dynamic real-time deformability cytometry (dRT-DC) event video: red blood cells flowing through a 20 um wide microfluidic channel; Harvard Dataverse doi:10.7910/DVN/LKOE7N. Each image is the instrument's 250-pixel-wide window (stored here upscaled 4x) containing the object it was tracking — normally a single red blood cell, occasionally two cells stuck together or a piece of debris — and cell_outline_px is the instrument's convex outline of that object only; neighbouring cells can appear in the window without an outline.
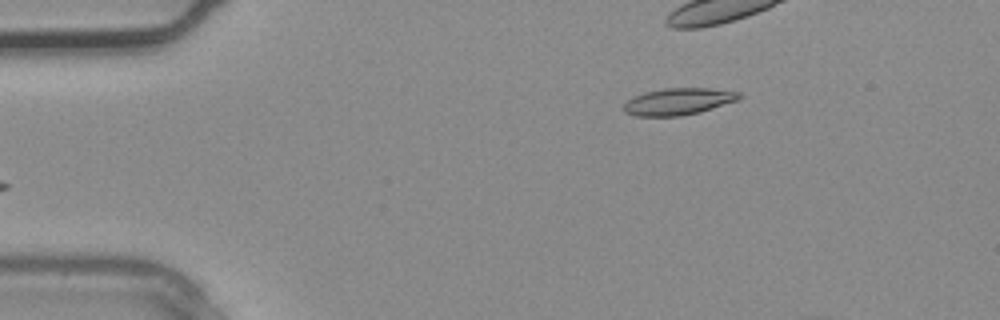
{"species": "common noctule bat (a hibernating species)", "species_latin": "Nyctalus noctula", "temperature_condition": "warm", "stored_images_in_passage": 2, "camera_frame_rate_fps": 3000, "um_per_image_px": 0.085, "animal": {"sex": "male", "body_mass_g": 20.4}, "frame": {"image": 1, "passage_image": 2, "time_ms": 0.333, "image_size_px": [1000, 320], "cell_outline_px": [[744, 96], [740, 100], [700, 112], [680, 116], [636, 116], [624, 112], [624, 104], [628, 100], [644, 92], [664, 88], [708, 88], [740, 92]], "centroid_in_image_um": [57.71, 8.63], "position_along_channel_um": 27.3, "area_um2": 18.15}}